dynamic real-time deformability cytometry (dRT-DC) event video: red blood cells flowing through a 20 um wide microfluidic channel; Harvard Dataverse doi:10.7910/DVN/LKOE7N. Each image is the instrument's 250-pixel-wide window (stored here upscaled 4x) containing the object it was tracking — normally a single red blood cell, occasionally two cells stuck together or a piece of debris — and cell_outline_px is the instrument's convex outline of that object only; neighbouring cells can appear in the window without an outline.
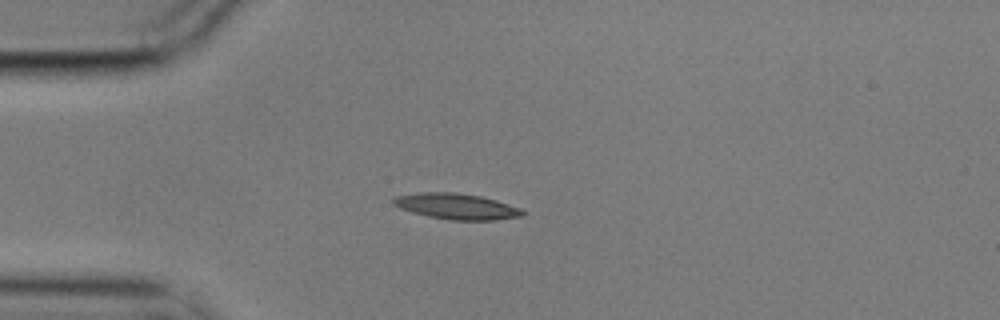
{"species": "common noctule bat (a hibernating species)", "species_latin": "Nyctalus noctula", "temperature_condition": "cold", "stored_images_in_passage": 2, "camera_frame_rate_fps": 3000, "um_per_image_px": 0.085, "animal": {"sex": "male", "body_mass_g": 17.9}, "frame": {"image": 1, "passage_image": 1, "time_ms": 0.0, "image_size_px": [1000, 320], "cell_outline_px": [[528, 212], [524, 216], [496, 220], [452, 220], [428, 216], [412, 212], [400, 208], [392, 204], [392, 200], [396, 196], [420, 192], [456, 192], [480, 196], [496, 200], [520, 208]], "centroid_in_image_um": [38.84, 17.54], "position_along_channel_um": 46.2, "area_um2": 19.54}}
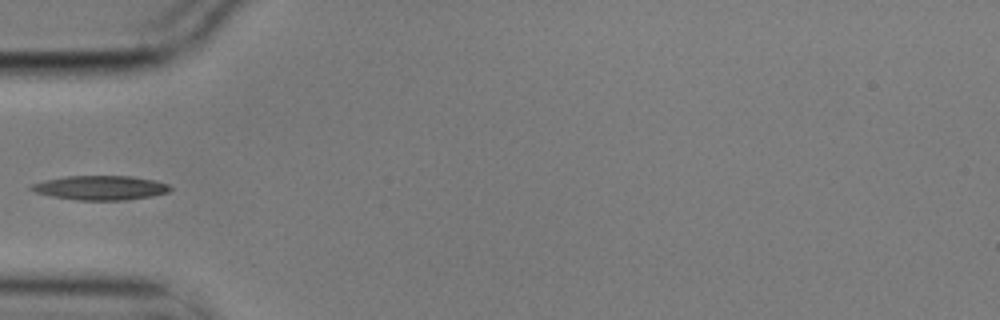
{"frame": {"image": 2, "passage_image": 2, "time_ms": 0.333, "image_size_px": [1000, 320], "cell_outline_px": [[172, 188], [168, 192], [152, 196], [124, 200], [76, 200], [52, 196], [36, 192], [28, 188], [32, 184], [44, 180], [64, 176], [132, 176], [156, 180], [168, 184]], "centroid_in_image_um": [8.55, 15.95], "position_along_channel_um": 76.5, "area_um2": 19.71}}